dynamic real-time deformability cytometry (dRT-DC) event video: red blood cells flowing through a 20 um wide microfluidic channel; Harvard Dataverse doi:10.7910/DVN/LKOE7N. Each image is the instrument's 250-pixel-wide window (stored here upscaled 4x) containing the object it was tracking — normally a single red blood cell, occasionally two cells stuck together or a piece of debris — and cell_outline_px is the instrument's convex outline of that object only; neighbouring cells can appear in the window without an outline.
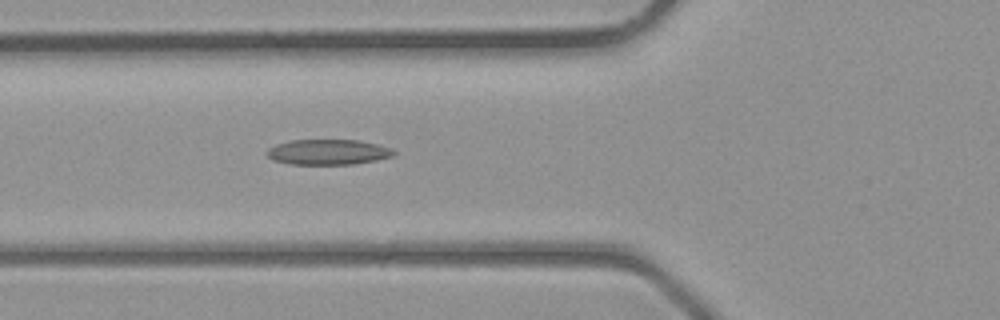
{"species": "common noctule bat (a hibernating species)", "species_latin": "Nyctalus noctula", "temperature_condition": "room temperature", "stored_images_in_passage": 34, "camera_frame_rate_fps": 3000, "um_per_image_px": 0.085, "animal": {"sex": "male", "body_mass_g": 23.1, "forearm_length_mm": 52.7}, "frame": {"image": 1, "passage_image": 9, "time_ms": 2.667, "image_size_px": [1000, 320], "cell_outline_px": [[396, 152], [392, 156], [376, 160], [352, 164], [292, 164], [272, 160], [264, 152], [268, 148], [276, 144], [292, 140], [360, 140], [392, 148]], "centroid_in_image_um": [27.86, 12.92], "position_along_channel_um": 97.9, "area_um2": 18.73}}
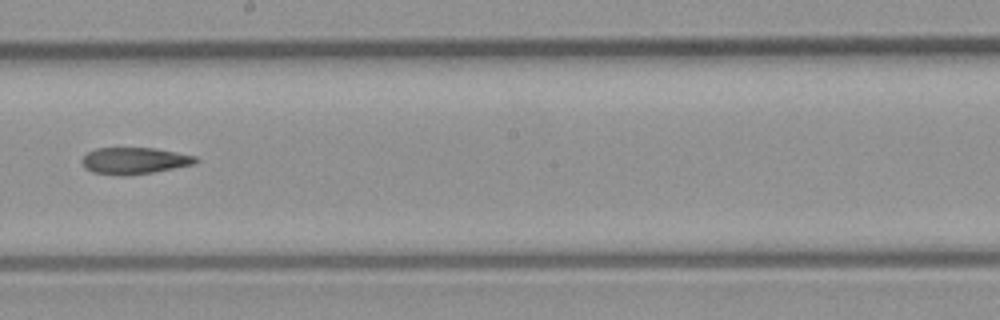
{"frame": {"image": 2, "passage_image": 17, "time_ms": 5.333, "image_size_px": [1000, 320], "cell_outline_px": [[200, 160], [196, 164], [152, 172], [128, 176], [120, 176], [92, 172], [84, 168], [80, 160], [88, 152], [96, 148], [152, 148], [176, 152], [196, 156]], "centroid_in_image_um": [11.41, 13.67], "position_along_channel_um": 236.8, "area_um2": 17.8}}
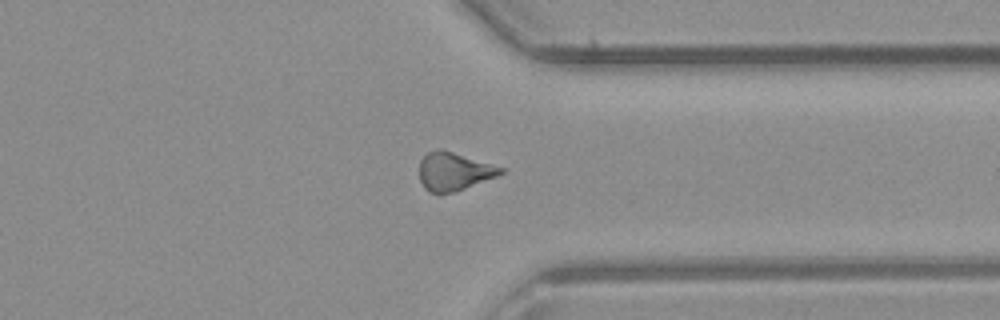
{"frame": {"image": 3, "passage_image": 25, "time_ms": 8.0, "image_size_px": [1000, 320], "cell_outline_px": [[504, 172], [496, 176], [464, 188], [440, 196], [428, 192], [424, 188], [420, 180], [420, 160], [428, 152], [436, 148], [440, 148], [504, 168]], "centroid_in_image_um": [38.52, 14.59], "position_along_channel_um": 372.9, "area_um2": 18.03}}